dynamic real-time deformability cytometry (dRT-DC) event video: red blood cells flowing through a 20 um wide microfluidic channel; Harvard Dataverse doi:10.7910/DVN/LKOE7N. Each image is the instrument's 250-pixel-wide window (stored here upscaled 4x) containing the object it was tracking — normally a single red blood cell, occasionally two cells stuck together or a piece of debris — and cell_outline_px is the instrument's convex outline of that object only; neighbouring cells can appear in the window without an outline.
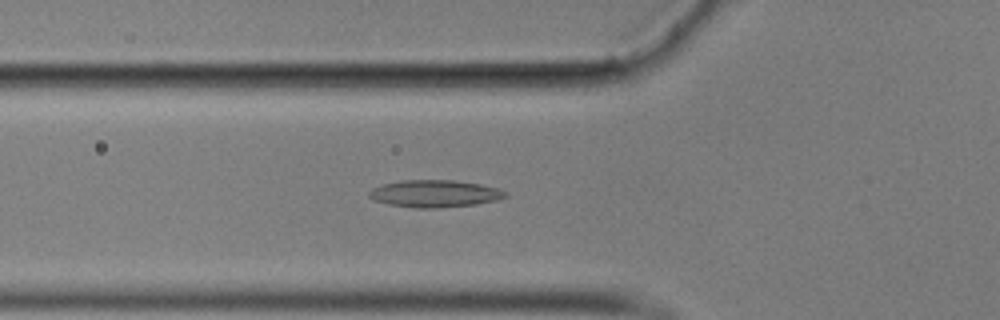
{"species": "common noctule bat (a hibernating species)", "species_latin": "Nyctalus noctula", "temperature_condition": "cold", "stored_images_in_passage": 40, "camera_frame_rate_fps": 3000, "um_per_image_px": 0.085, "animal": {"sex": "male", "body_mass_g": 17.9}, "frame": {"image": 1, "passage_image": 20, "time_ms": 6.333, "image_size_px": [1000, 320], "cell_outline_px": [[508, 196], [496, 200], [476, 204], [436, 208], [416, 208], [388, 204], [372, 200], [368, 196], [368, 192], [372, 188], [384, 184], [404, 180], [452, 180], [480, 184], [500, 188], [508, 192]], "centroid_in_image_um": [36.96, 16.46], "position_along_channel_um": 88.8, "area_um2": 21.68}}
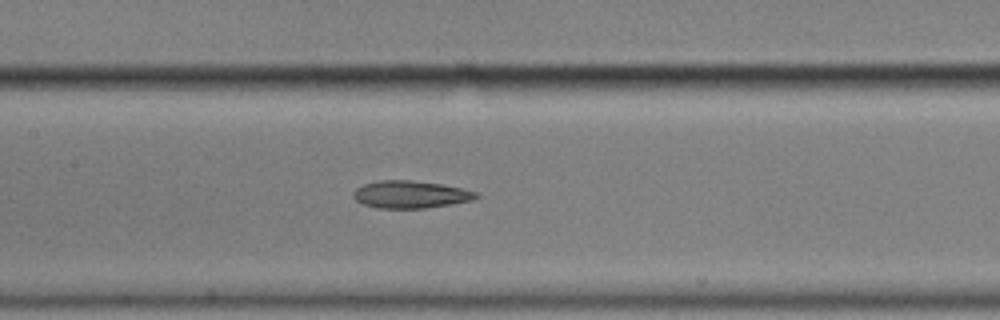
{"frame": {"image": 2, "passage_image": 27, "time_ms": 8.667, "image_size_px": [1000, 320], "cell_outline_px": [[480, 196], [472, 200], [452, 204], [424, 208], [376, 208], [364, 204], [356, 200], [352, 196], [352, 192], [356, 188], [364, 184], [380, 180], [412, 180], [440, 184], [460, 188], [476, 192]], "centroid_in_image_um": [34.86, 16.53], "position_along_channel_um": 172.5, "area_um2": 19.54}}
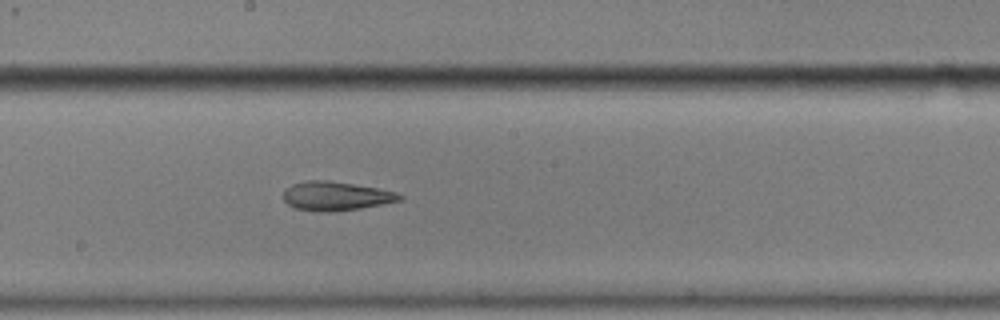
{"frame": {"image": 3, "passage_image": 31, "time_ms": 10.0, "image_size_px": [1000, 320], "cell_outline_px": [[404, 196], [400, 200], [360, 208], [332, 212], [320, 212], [296, 208], [288, 204], [284, 200], [284, 192], [292, 184], [308, 180], [328, 180], [376, 188], [396, 192]], "centroid_in_image_um": [28.53, 16.66], "position_along_channel_um": 219.7, "area_um2": 19.31}}